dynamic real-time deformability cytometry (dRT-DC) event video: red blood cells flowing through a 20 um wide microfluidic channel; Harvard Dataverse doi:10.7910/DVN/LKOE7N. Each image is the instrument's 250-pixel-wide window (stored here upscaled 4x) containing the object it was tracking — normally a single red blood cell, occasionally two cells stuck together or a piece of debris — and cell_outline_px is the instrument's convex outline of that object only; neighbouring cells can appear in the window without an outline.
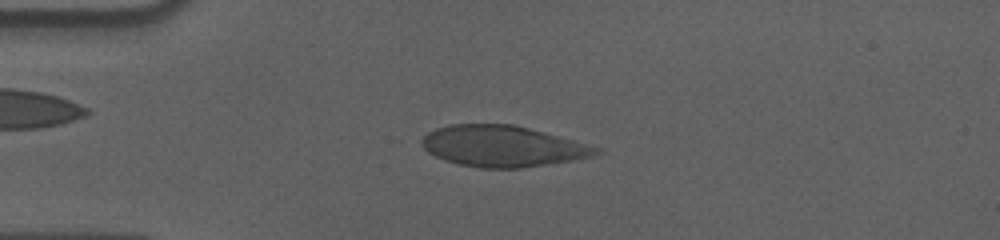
{"species": "human", "species_latin": "Homo sapiens", "temperature_condition": "cold", "stored_images_in_passage": 47, "camera_frame_rate_fps": 3000, "um_per_image_px": 0.085, "donor": {"sex": "male"}, "frame": {"image": 1, "passage_image": 4, "time_ms": 1.0, "image_size_px": [1000, 240], "cell_outline_px": [[604, 152], [588, 156], [568, 160], [520, 168], [480, 168], [460, 164], [444, 160], [428, 152], [420, 144], [420, 140], [428, 132], [436, 128], [448, 124], [512, 124], [528, 128], [604, 148]], "centroid_in_image_um": [42.68, 12.41], "position_along_channel_um": 42.3, "area_um2": 41.38}}
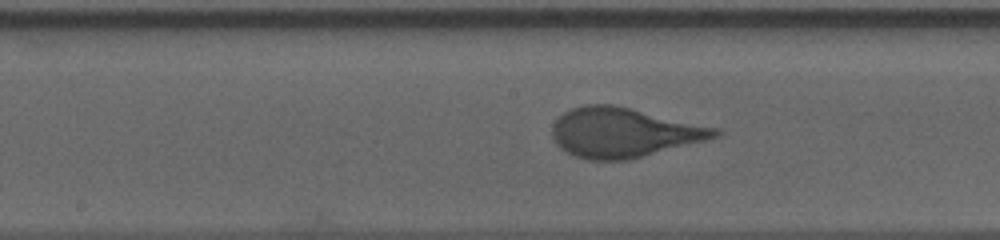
{"frame": {"image": 2, "passage_image": 19, "time_ms": 6.0, "image_size_px": [1000, 240], "cell_outline_px": [[724, 132], [720, 136], [628, 160], [588, 160], [576, 156], [560, 148], [556, 144], [552, 136], [552, 128], [556, 120], [564, 112], [572, 108], [584, 104], [612, 104], [720, 128]], "centroid_in_image_um": [53.01, 11.26], "position_along_channel_um": 195.2, "area_um2": 46.88}}
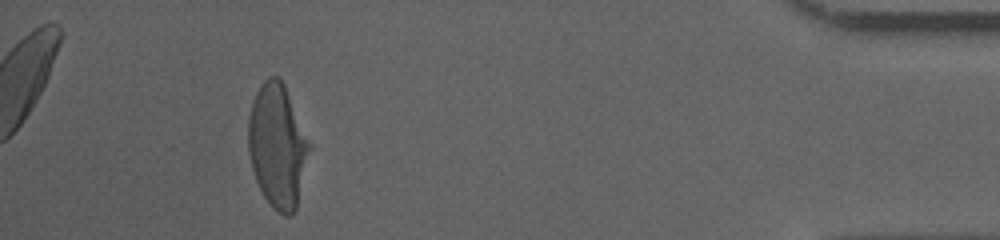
{"frame": {"image": 3, "passage_image": 42, "time_ms": 13.667, "image_size_px": [1000, 240], "cell_outline_px": [[308, 148], [296, 208], [292, 216], [284, 216], [272, 208], [264, 196], [256, 180], [252, 168], [248, 152], [248, 120], [252, 100], [256, 92], [264, 80], [268, 76], [280, 76], [284, 84], [308, 144]], "centroid_in_image_um": [23.51, 12.39], "position_along_channel_um": 411.7, "area_um2": 42.77}, "authors_computed_cell_mechanics": {"area_um2": 45.6042, "velocity_mm_per_s": 3.5722, "shape_relaxation_time_tau1_ms": 4.4796, "shape_relaxation_time_tau2_ms": null, "deformation_change_tau1": 0.2079, "deformation_change_tau2": null}}